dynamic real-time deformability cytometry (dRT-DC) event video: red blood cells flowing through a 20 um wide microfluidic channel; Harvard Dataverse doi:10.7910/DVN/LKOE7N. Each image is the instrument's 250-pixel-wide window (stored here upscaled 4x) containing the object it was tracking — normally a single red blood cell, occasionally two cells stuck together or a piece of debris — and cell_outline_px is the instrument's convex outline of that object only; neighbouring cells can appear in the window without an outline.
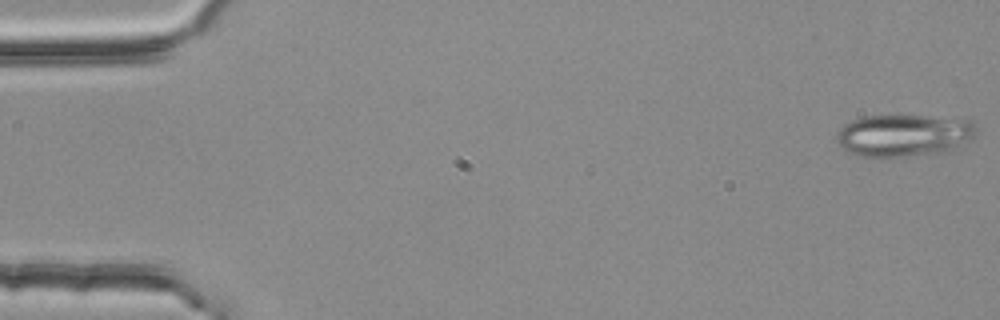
{"species": "common noctule bat (a hibernating species)", "species_latin": "Nyctalus noctula", "temperature_condition": "room temperature", "stored_images_in_passage": 4, "camera_frame_rate_fps": 3000, "um_per_image_px": 0.085, "animal": {"sex": "female", "body_mass_g": 25.1}, "frame": {"image": 1, "passage_image": 1, "time_ms": 0.0, "image_size_px": [1000, 320], "cell_outline_px": [[976, 132], [972, 136], [948, 152], [880, 160], [860, 156], [848, 152], [836, 144], [836, 132], [844, 124], [852, 120], [868, 116], [924, 116], [968, 120], [976, 124]], "centroid_in_image_um": [76.73, 11.55], "position_along_channel_um": 8.3, "area_um2": 34.91}}